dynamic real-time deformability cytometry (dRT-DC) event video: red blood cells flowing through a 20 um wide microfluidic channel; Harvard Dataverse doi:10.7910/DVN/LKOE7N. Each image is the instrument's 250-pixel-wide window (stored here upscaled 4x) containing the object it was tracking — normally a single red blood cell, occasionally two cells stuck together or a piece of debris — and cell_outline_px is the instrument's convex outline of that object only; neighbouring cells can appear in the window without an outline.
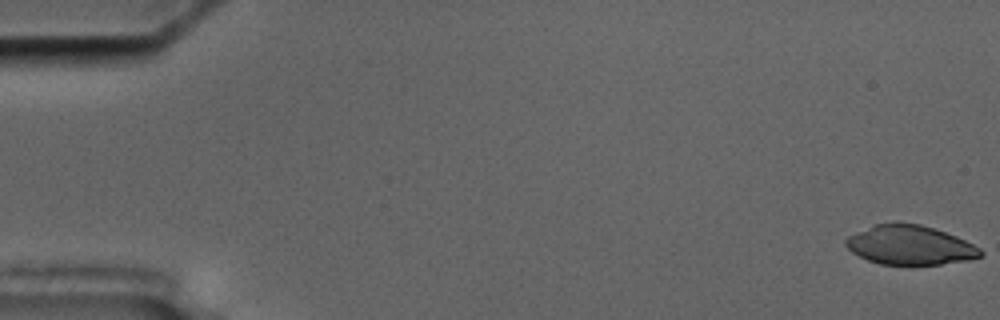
{"species": "common noctule bat (a hibernating species)", "species_latin": "Nyctalus noctula", "temperature_condition": "cold", "stored_images_in_passage": 5, "camera_frame_rate_fps": 3000, "um_per_image_px": 0.085, "animal": {"sex": "male", "body_mass_g": 17.5, "forearm_length_mm": 52.3}, "frame": {"image": 1, "passage_image": 1, "time_ms": 0.0, "image_size_px": [1000, 320], "cell_outline_px": [[984, 256], [968, 260], [912, 268], [880, 264], [868, 260], [852, 252], [844, 244], [844, 240], [848, 236], [856, 232], [876, 224], [896, 220], [920, 224], [956, 236], [980, 248], [984, 252]], "centroid_in_image_um": [77.34, 20.86], "position_along_channel_um": 7.7, "area_um2": 31.85}}